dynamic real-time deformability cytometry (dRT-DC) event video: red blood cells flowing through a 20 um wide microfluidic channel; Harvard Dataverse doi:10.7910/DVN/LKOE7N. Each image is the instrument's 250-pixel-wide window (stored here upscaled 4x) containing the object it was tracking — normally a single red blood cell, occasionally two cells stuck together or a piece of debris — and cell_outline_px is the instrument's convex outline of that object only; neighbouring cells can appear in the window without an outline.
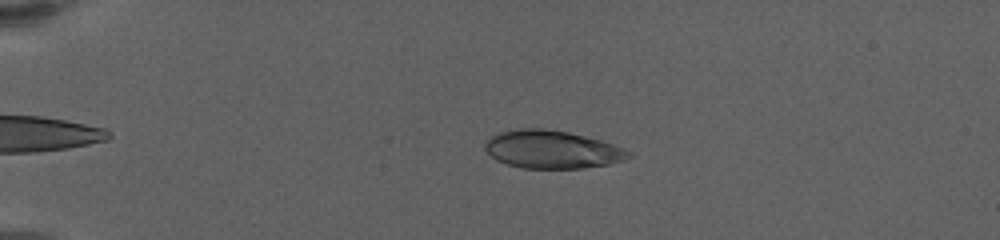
{"species": "human", "species_latin": "Homo sapiens", "temperature_condition": "warm", "stored_images_in_passage": 41, "camera_frame_rate_fps": 3000, "um_per_image_px": 0.085, "donor": {"sex": "female"}, "frame": {"image": 1, "passage_image": 13, "time_ms": 4.667, "image_size_px": [1000, 240], "cell_outline_px": [[632, 156], [624, 160], [608, 164], [584, 168], [520, 168], [496, 160], [484, 148], [484, 140], [500, 132], [520, 128], [544, 128], [568, 132], [600, 140], [624, 148], [632, 152]], "centroid_in_image_um": [46.91, 12.7], "position_along_channel_um": 38.1, "area_um2": 31.79}}
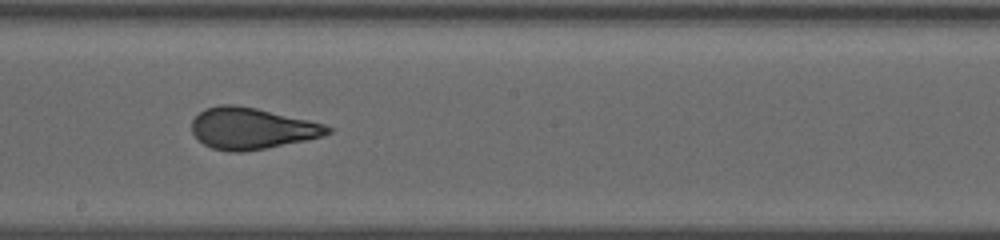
{"frame": {"image": 2, "passage_image": 28, "time_ms": 12.0, "image_size_px": [1000, 240], "cell_outline_px": [[332, 132], [324, 136], [244, 152], [228, 152], [212, 148], [204, 144], [192, 132], [192, 120], [204, 108], [220, 104], [236, 104], [256, 108], [308, 120], [324, 124], [332, 128]], "centroid_in_image_um": [21.37, 10.91], "position_along_channel_um": 226.8, "area_um2": 32.6}}
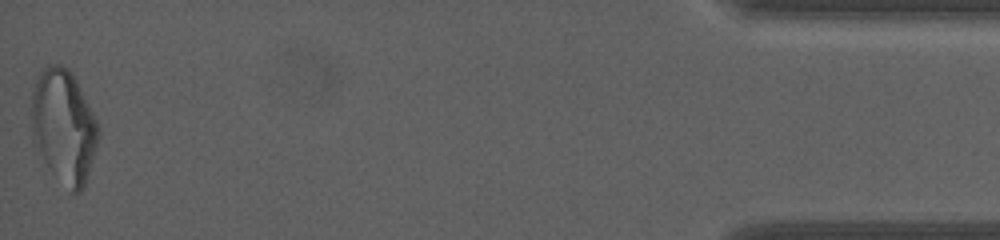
{"frame": {"image": 3, "passage_image": 41, "time_ms": 20.333, "image_size_px": [1000, 240], "cell_outline_px": [[100, 136], [84, 184], [80, 192], [72, 196], [44, 160], [36, 148], [32, 140], [32, 92], [36, 80], [40, 72], [48, 64], [60, 64], [68, 68], [76, 80], [100, 128]], "centroid_in_image_um": [5.42, 10.74], "position_along_channel_um": 429.8, "area_um2": 43.93}, "authors_computed_cell_mechanics": {"area_um2": 32.8304, "velocity_mm_per_s": 3.4046, "shape_relaxation_time_tau1_ms": 7.3517, "shape_relaxation_time_tau2_ms": null, "deformation_change_tau1": 0.2257, "deformation_change_tau2": null}}